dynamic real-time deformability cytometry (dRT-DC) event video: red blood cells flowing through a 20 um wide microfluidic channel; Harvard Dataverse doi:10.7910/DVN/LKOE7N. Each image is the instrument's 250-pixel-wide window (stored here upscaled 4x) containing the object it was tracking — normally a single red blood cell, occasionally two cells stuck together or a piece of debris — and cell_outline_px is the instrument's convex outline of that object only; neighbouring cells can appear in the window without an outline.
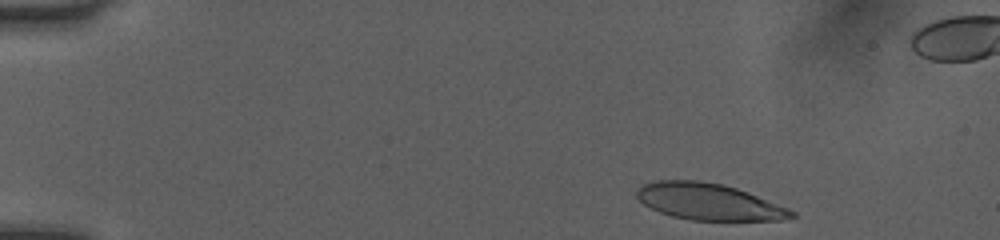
{"species": "human", "species_latin": "Homo sapiens", "temperature_condition": "room temperature", "stored_images_in_passage": 45, "camera_frame_rate_fps": 3000, "um_per_image_px": 0.085, "donor": {"sex": "female"}, "frame": {"image": 1, "passage_image": 2, "time_ms": 0.333, "image_size_px": [1000, 240], "cell_outline_px": [[796, 216], [780, 220], [692, 220], [672, 216], [660, 212], [644, 204], [636, 196], [636, 188], [640, 184], [656, 180], [696, 180], [720, 184], [736, 188], [788, 208], [796, 212]], "centroid_in_image_um": [60.2, 17.14], "position_along_channel_um": 24.8, "area_um2": 32.71}}
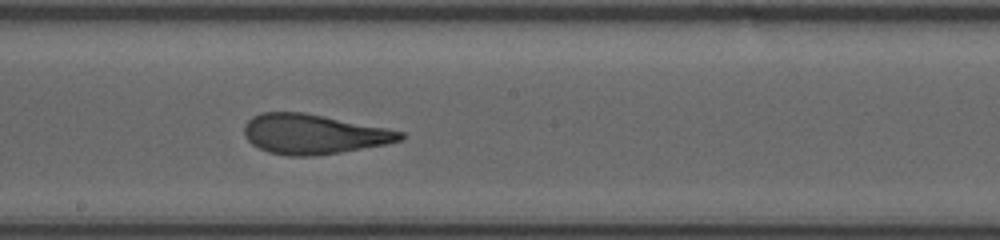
{"frame": {"image": 2, "passage_image": 24, "time_ms": 7.667, "image_size_px": [1000, 240], "cell_outline_px": [[404, 140], [384, 144], [340, 152], [312, 156], [288, 156], [268, 152], [252, 144], [244, 136], [244, 124], [252, 116], [260, 112], [304, 112], [388, 128], [404, 132]], "centroid_in_image_um": [26.63, 11.39], "position_along_channel_um": 221.6, "area_um2": 36.24}}
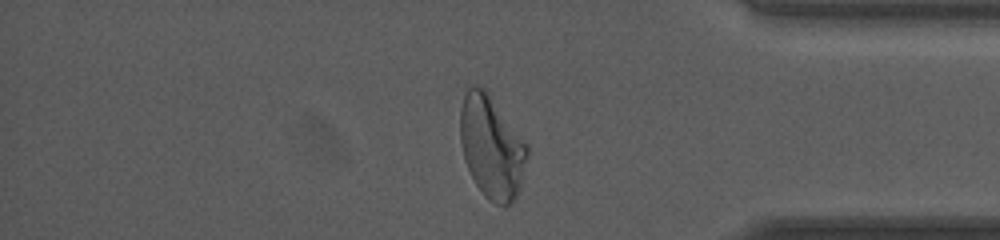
{"frame": {"image": 3, "passage_image": 38, "time_ms": 12.333, "image_size_px": [1000, 240], "cell_outline_px": [[528, 156], [520, 184], [516, 196], [508, 204], [496, 204], [488, 200], [484, 196], [476, 184], [464, 160], [460, 140], [460, 108], [464, 96], [468, 88], [472, 84], [476, 84], [484, 88], [488, 92], [528, 144]], "centroid_in_image_um": [41.77, 12.46], "position_along_channel_um": 393.4, "area_um2": 40.0}}